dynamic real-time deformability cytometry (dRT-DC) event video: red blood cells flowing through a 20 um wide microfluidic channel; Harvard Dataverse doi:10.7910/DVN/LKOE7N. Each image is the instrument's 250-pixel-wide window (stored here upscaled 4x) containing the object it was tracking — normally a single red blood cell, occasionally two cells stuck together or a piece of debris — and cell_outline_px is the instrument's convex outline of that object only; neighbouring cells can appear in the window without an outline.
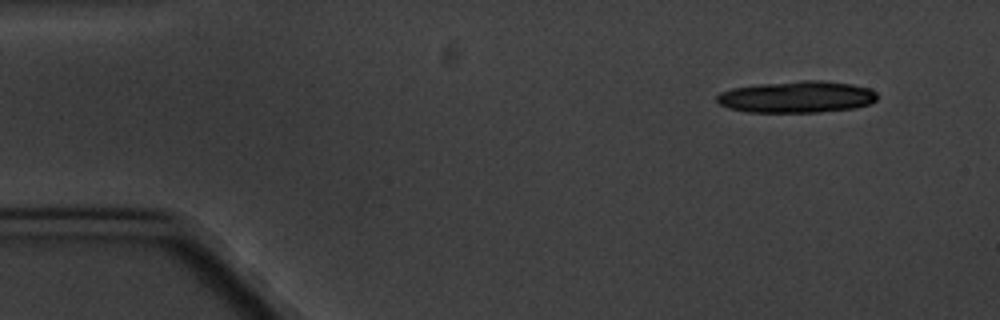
{"species": "common noctule bat (a hibernating species)", "species_latin": "Nyctalus noctula", "temperature_condition": "cold", "stored_images_in_passage": 9, "camera_frame_rate_fps": 3000, "um_per_image_px": 0.085, "animal": {"sex": "male", "body_mass_g": 20.1, "forearm_length_mm": 53.5}, "frame": {"image": 1, "passage_image": 1, "time_ms": 0.0, "image_size_px": [1000, 320], "cell_outline_px": [[876, 100], [868, 104], [856, 108], [820, 112], [748, 112], [728, 108], [720, 104], [716, 100], [716, 96], [720, 92], [732, 88], [760, 84], [804, 80], [820, 80], [852, 84], [868, 88], [876, 92]], "centroid_in_image_um": [67.72, 8.24], "position_along_channel_um": 17.3, "area_um2": 29.59}}